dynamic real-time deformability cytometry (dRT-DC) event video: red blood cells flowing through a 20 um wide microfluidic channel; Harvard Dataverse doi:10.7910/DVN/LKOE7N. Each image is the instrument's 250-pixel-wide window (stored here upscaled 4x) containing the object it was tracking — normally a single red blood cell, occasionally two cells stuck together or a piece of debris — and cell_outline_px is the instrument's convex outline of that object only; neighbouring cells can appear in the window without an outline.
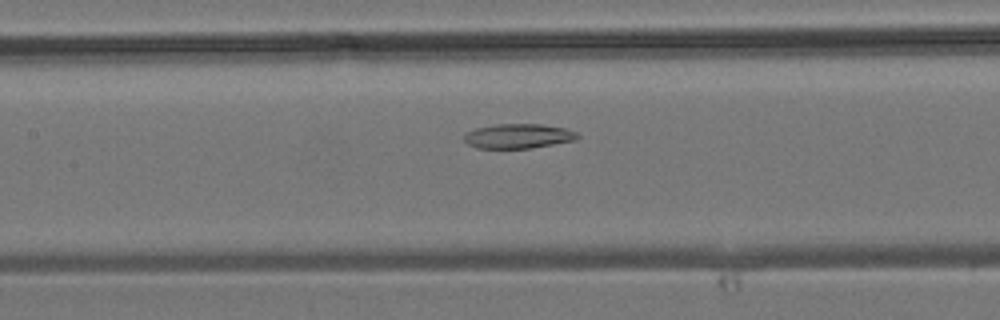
{"species": "common noctule bat (a hibernating species)", "species_latin": "Nyctalus noctula", "temperature_condition": "room temperature", "stored_images_in_passage": 30, "camera_frame_rate_fps": 3000, "um_per_image_px": 0.085, "animal": {"sex": "male", "body_mass_g": 19.2, "forearm_length_mm": 51.8}, "frame": {"image": 1, "passage_image": 7, "time_ms": 2.0, "image_size_px": [1000, 320], "cell_outline_px": [[580, 136], [576, 140], [532, 148], [476, 148], [468, 144], [464, 140], [464, 132], [476, 128], [496, 124], [540, 124], [564, 128], [576, 132]], "centroid_in_image_um": [44.03, 11.57], "position_along_channel_um": 163.4, "area_um2": 16.3}}
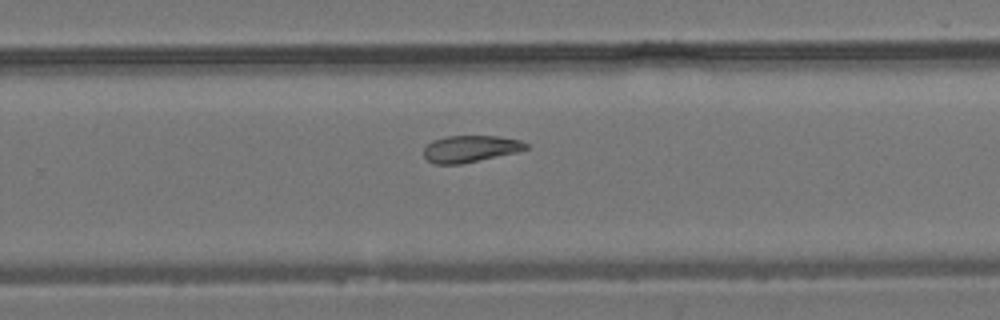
{"frame": {"image": 2, "passage_image": 15, "time_ms": 4.667, "image_size_px": [1000, 320], "cell_outline_px": [[528, 148], [516, 152], [460, 164], [436, 164], [428, 160], [424, 156], [424, 148], [432, 140], [444, 136], [500, 136], [520, 140], [528, 144]], "centroid_in_image_um": [39.97, 12.63], "position_along_channel_um": 289.8, "area_um2": 15.84}}
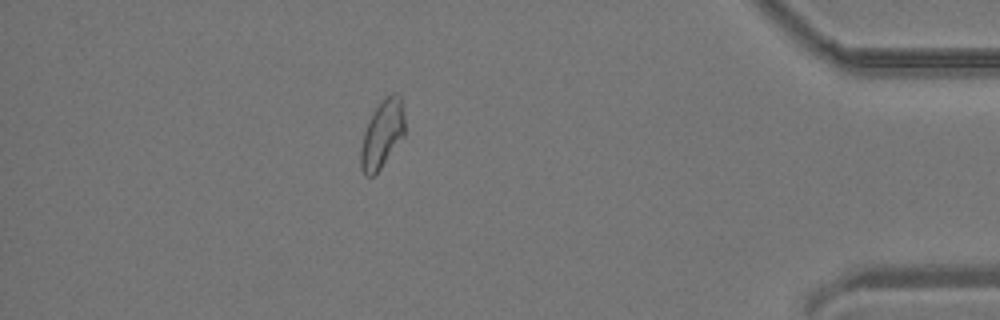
{"frame": {"image": 3, "passage_image": 25, "time_ms": 8.0, "image_size_px": [1000, 320], "cell_outline_px": [[404, 136], [380, 168], [372, 176], [364, 176], [360, 168], [360, 148], [364, 132], [368, 120], [380, 100], [392, 92], [400, 92], [404, 116]], "centroid_in_image_um": [32.47, 11.36], "position_along_channel_um": 402.7, "area_um2": 17.57}}